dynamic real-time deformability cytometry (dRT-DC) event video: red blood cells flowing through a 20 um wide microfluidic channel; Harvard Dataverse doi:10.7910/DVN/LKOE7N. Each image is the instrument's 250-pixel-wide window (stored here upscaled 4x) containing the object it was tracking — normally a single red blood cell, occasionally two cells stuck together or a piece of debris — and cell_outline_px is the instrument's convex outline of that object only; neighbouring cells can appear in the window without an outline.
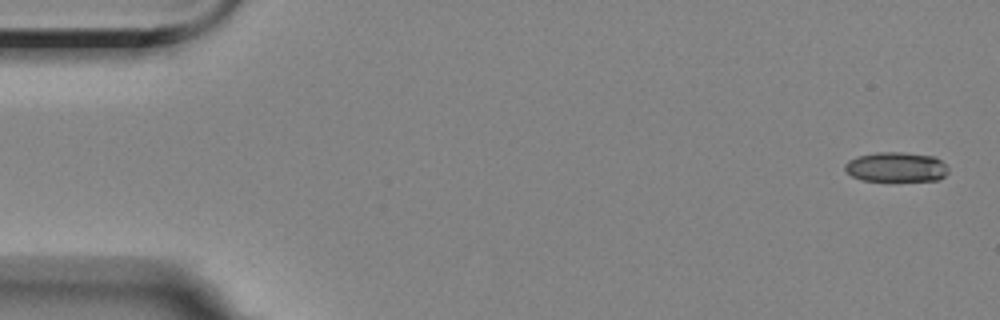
{"species": "Egyptian fruit bat (a non-hibernating species)", "species_latin": "Rousettus aegyptiacus", "temperature_condition": "room temperature", "stored_images_in_passage": 48, "camera_frame_rate_fps": 3000, "um_per_image_px": 0.085, "animal": {"sex": "female"}, "frame": {"image": 1, "passage_image": 1, "time_ms": 0.0, "image_size_px": [1000, 320], "cell_outline_px": [[948, 172], [940, 180], [860, 180], [852, 176], [844, 168], [844, 164], [848, 160], [856, 156], [876, 152], [900, 152], [936, 156], [948, 168]], "centroid_in_image_um": [76.16, 14.18], "position_along_channel_um": 8.8, "area_um2": 17.92}}
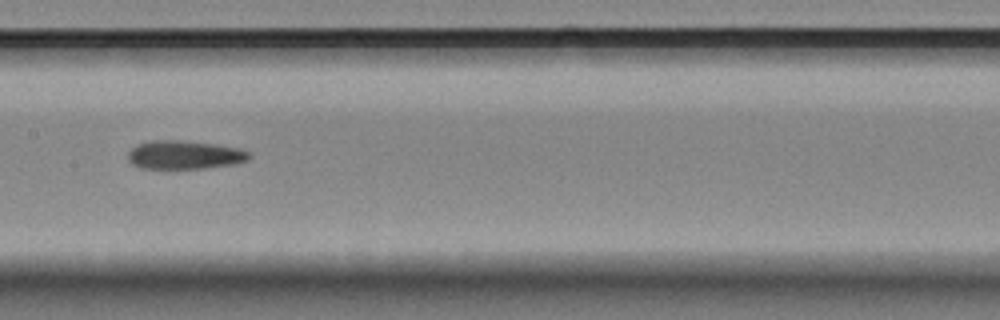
{"frame": {"image": 2, "passage_image": 27, "time_ms": 8.667, "image_size_px": [1000, 320], "cell_outline_px": [[252, 156], [248, 160], [232, 164], [204, 168], [140, 168], [132, 164], [128, 160], [128, 152], [136, 144], [148, 140], [180, 140], [212, 144], [240, 148], [248, 152]], "centroid_in_image_um": [15.64, 13.15], "position_along_channel_um": 191.8, "area_um2": 20.11}}
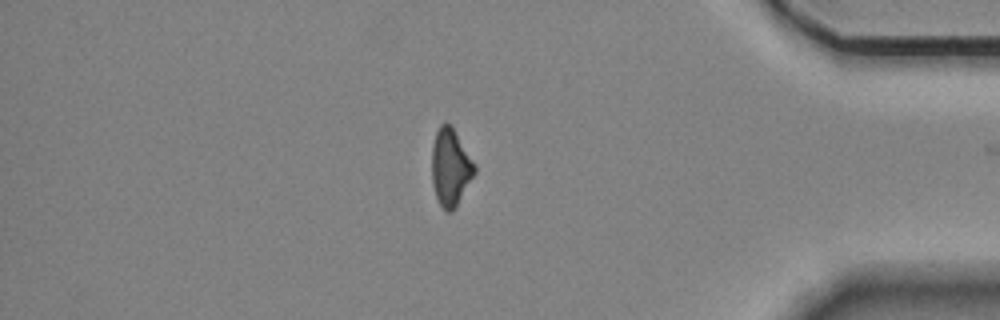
{"frame": {"image": 3, "passage_image": 47, "time_ms": 15.333, "image_size_px": [1000, 320], "cell_outline_px": [[476, 172], [456, 208], [452, 212], [444, 212], [436, 200], [432, 184], [432, 144], [436, 132], [440, 124], [444, 120], [452, 124], [476, 164]], "centroid_in_image_um": [38.29, 14.22], "position_along_channel_um": 396.9, "area_um2": 20.0}}